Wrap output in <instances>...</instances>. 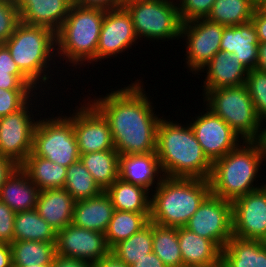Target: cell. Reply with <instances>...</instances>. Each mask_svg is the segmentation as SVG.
Wrapping results in <instances>:
<instances>
[{
	"instance_id": "6da1fadb",
	"label": "cell",
	"mask_w": 266,
	"mask_h": 267,
	"mask_svg": "<svg viewBox=\"0 0 266 267\" xmlns=\"http://www.w3.org/2000/svg\"><path fill=\"white\" fill-rule=\"evenodd\" d=\"M137 81L90 101L108 121L119 155L156 152L161 118L154 114L143 83Z\"/></svg>"
},
{
	"instance_id": "7a4b0ae2",
	"label": "cell",
	"mask_w": 266,
	"mask_h": 267,
	"mask_svg": "<svg viewBox=\"0 0 266 267\" xmlns=\"http://www.w3.org/2000/svg\"><path fill=\"white\" fill-rule=\"evenodd\" d=\"M161 118L157 127L156 154L164 176L208 180L212 162L203 152L190 124L185 127Z\"/></svg>"
},
{
	"instance_id": "3957f363",
	"label": "cell",
	"mask_w": 266,
	"mask_h": 267,
	"mask_svg": "<svg viewBox=\"0 0 266 267\" xmlns=\"http://www.w3.org/2000/svg\"><path fill=\"white\" fill-rule=\"evenodd\" d=\"M210 193L209 180L164 176L152 193L150 221L164 227H184Z\"/></svg>"
},
{
	"instance_id": "277c9868",
	"label": "cell",
	"mask_w": 266,
	"mask_h": 267,
	"mask_svg": "<svg viewBox=\"0 0 266 267\" xmlns=\"http://www.w3.org/2000/svg\"><path fill=\"white\" fill-rule=\"evenodd\" d=\"M242 142L212 163L208 179L211 194L230 202L264 186H253L264 160L260 149L255 141Z\"/></svg>"
},
{
	"instance_id": "5b68a950",
	"label": "cell",
	"mask_w": 266,
	"mask_h": 267,
	"mask_svg": "<svg viewBox=\"0 0 266 267\" xmlns=\"http://www.w3.org/2000/svg\"><path fill=\"white\" fill-rule=\"evenodd\" d=\"M105 12L102 8L71 5L65 21L56 32V57L61 59L63 56L66 63L69 61L75 68L77 64L82 66L84 62H96Z\"/></svg>"
},
{
	"instance_id": "8992f818",
	"label": "cell",
	"mask_w": 266,
	"mask_h": 267,
	"mask_svg": "<svg viewBox=\"0 0 266 267\" xmlns=\"http://www.w3.org/2000/svg\"><path fill=\"white\" fill-rule=\"evenodd\" d=\"M4 45L19 69L36 86L40 82V87L43 82L44 85L47 84L50 77L48 76L49 70L46 68L51 65L49 61L57 55L56 33L52 29L28 25L20 21Z\"/></svg>"
},
{
	"instance_id": "52a82bcc",
	"label": "cell",
	"mask_w": 266,
	"mask_h": 267,
	"mask_svg": "<svg viewBox=\"0 0 266 267\" xmlns=\"http://www.w3.org/2000/svg\"><path fill=\"white\" fill-rule=\"evenodd\" d=\"M207 108L221 117L243 141H254L262 129L245 84L203 91Z\"/></svg>"
},
{
	"instance_id": "ba28073f",
	"label": "cell",
	"mask_w": 266,
	"mask_h": 267,
	"mask_svg": "<svg viewBox=\"0 0 266 267\" xmlns=\"http://www.w3.org/2000/svg\"><path fill=\"white\" fill-rule=\"evenodd\" d=\"M174 0H124L138 39H179L182 22ZM144 36V37H143Z\"/></svg>"
},
{
	"instance_id": "9c48e42d",
	"label": "cell",
	"mask_w": 266,
	"mask_h": 267,
	"mask_svg": "<svg viewBox=\"0 0 266 267\" xmlns=\"http://www.w3.org/2000/svg\"><path fill=\"white\" fill-rule=\"evenodd\" d=\"M71 116L39 119L34 129L32 153L66 168L80 160L74 113Z\"/></svg>"
},
{
	"instance_id": "30bf717a",
	"label": "cell",
	"mask_w": 266,
	"mask_h": 267,
	"mask_svg": "<svg viewBox=\"0 0 266 267\" xmlns=\"http://www.w3.org/2000/svg\"><path fill=\"white\" fill-rule=\"evenodd\" d=\"M184 227L222 250L233 236L232 202L210 193Z\"/></svg>"
},
{
	"instance_id": "8fae6325",
	"label": "cell",
	"mask_w": 266,
	"mask_h": 267,
	"mask_svg": "<svg viewBox=\"0 0 266 267\" xmlns=\"http://www.w3.org/2000/svg\"><path fill=\"white\" fill-rule=\"evenodd\" d=\"M30 101L32 98L21 109L0 117V155L11 158L19 166L32 152L38 122L31 117L32 109L29 112Z\"/></svg>"
},
{
	"instance_id": "7c38bea8",
	"label": "cell",
	"mask_w": 266,
	"mask_h": 267,
	"mask_svg": "<svg viewBox=\"0 0 266 267\" xmlns=\"http://www.w3.org/2000/svg\"><path fill=\"white\" fill-rule=\"evenodd\" d=\"M225 27L207 19L182 23L180 36L186 38V64L192 73L201 72V68L220 51Z\"/></svg>"
},
{
	"instance_id": "4fadbf2b",
	"label": "cell",
	"mask_w": 266,
	"mask_h": 267,
	"mask_svg": "<svg viewBox=\"0 0 266 267\" xmlns=\"http://www.w3.org/2000/svg\"><path fill=\"white\" fill-rule=\"evenodd\" d=\"M233 236L266 242V184L232 202Z\"/></svg>"
},
{
	"instance_id": "5bb4252c",
	"label": "cell",
	"mask_w": 266,
	"mask_h": 267,
	"mask_svg": "<svg viewBox=\"0 0 266 267\" xmlns=\"http://www.w3.org/2000/svg\"><path fill=\"white\" fill-rule=\"evenodd\" d=\"M206 110L203 115L196 116L190 126L203 152L213 163L235 149L241 138L221 117Z\"/></svg>"
},
{
	"instance_id": "9a60e30c",
	"label": "cell",
	"mask_w": 266,
	"mask_h": 267,
	"mask_svg": "<svg viewBox=\"0 0 266 267\" xmlns=\"http://www.w3.org/2000/svg\"><path fill=\"white\" fill-rule=\"evenodd\" d=\"M56 254L95 264L110 253L105 234L69 224L57 232Z\"/></svg>"
},
{
	"instance_id": "2e32d148",
	"label": "cell",
	"mask_w": 266,
	"mask_h": 267,
	"mask_svg": "<svg viewBox=\"0 0 266 267\" xmlns=\"http://www.w3.org/2000/svg\"><path fill=\"white\" fill-rule=\"evenodd\" d=\"M83 104L74 113V132L80 154L115 150L106 118L90 101Z\"/></svg>"
},
{
	"instance_id": "e0dca14e",
	"label": "cell",
	"mask_w": 266,
	"mask_h": 267,
	"mask_svg": "<svg viewBox=\"0 0 266 267\" xmlns=\"http://www.w3.org/2000/svg\"><path fill=\"white\" fill-rule=\"evenodd\" d=\"M137 39L131 16L123 6L106 10L96 51V62L132 48Z\"/></svg>"
},
{
	"instance_id": "ac0fdd59",
	"label": "cell",
	"mask_w": 266,
	"mask_h": 267,
	"mask_svg": "<svg viewBox=\"0 0 266 267\" xmlns=\"http://www.w3.org/2000/svg\"><path fill=\"white\" fill-rule=\"evenodd\" d=\"M20 21L28 25L45 26L55 33L65 21L71 0H16Z\"/></svg>"
},
{
	"instance_id": "d6986e66",
	"label": "cell",
	"mask_w": 266,
	"mask_h": 267,
	"mask_svg": "<svg viewBox=\"0 0 266 267\" xmlns=\"http://www.w3.org/2000/svg\"><path fill=\"white\" fill-rule=\"evenodd\" d=\"M118 169L122 181L141 186L149 192L156 181L155 188L164 178L156 152L120 155Z\"/></svg>"
},
{
	"instance_id": "ffe728a7",
	"label": "cell",
	"mask_w": 266,
	"mask_h": 267,
	"mask_svg": "<svg viewBox=\"0 0 266 267\" xmlns=\"http://www.w3.org/2000/svg\"><path fill=\"white\" fill-rule=\"evenodd\" d=\"M201 70L207 72L203 90L241 86L245 84L249 72L235 53L224 51H218Z\"/></svg>"
},
{
	"instance_id": "44dd1931",
	"label": "cell",
	"mask_w": 266,
	"mask_h": 267,
	"mask_svg": "<svg viewBox=\"0 0 266 267\" xmlns=\"http://www.w3.org/2000/svg\"><path fill=\"white\" fill-rule=\"evenodd\" d=\"M258 36L252 21L223 29L220 51L235 53L248 70L256 69L258 61Z\"/></svg>"
},
{
	"instance_id": "7402d4cb",
	"label": "cell",
	"mask_w": 266,
	"mask_h": 267,
	"mask_svg": "<svg viewBox=\"0 0 266 267\" xmlns=\"http://www.w3.org/2000/svg\"><path fill=\"white\" fill-rule=\"evenodd\" d=\"M75 202L64 188L40 190L35 209L58 232L72 224Z\"/></svg>"
},
{
	"instance_id": "603a6c76",
	"label": "cell",
	"mask_w": 266,
	"mask_h": 267,
	"mask_svg": "<svg viewBox=\"0 0 266 267\" xmlns=\"http://www.w3.org/2000/svg\"><path fill=\"white\" fill-rule=\"evenodd\" d=\"M114 212L111 198L103 191L99 195L75 202L72 224L105 233Z\"/></svg>"
},
{
	"instance_id": "cb8c5ba5",
	"label": "cell",
	"mask_w": 266,
	"mask_h": 267,
	"mask_svg": "<svg viewBox=\"0 0 266 267\" xmlns=\"http://www.w3.org/2000/svg\"><path fill=\"white\" fill-rule=\"evenodd\" d=\"M40 190L28 174L18 166L1 188L0 200L15 213L36 208Z\"/></svg>"
},
{
	"instance_id": "d4e9b609",
	"label": "cell",
	"mask_w": 266,
	"mask_h": 267,
	"mask_svg": "<svg viewBox=\"0 0 266 267\" xmlns=\"http://www.w3.org/2000/svg\"><path fill=\"white\" fill-rule=\"evenodd\" d=\"M183 267H205L221 260V250L211 241L185 227H178Z\"/></svg>"
},
{
	"instance_id": "484cf974",
	"label": "cell",
	"mask_w": 266,
	"mask_h": 267,
	"mask_svg": "<svg viewBox=\"0 0 266 267\" xmlns=\"http://www.w3.org/2000/svg\"><path fill=\"white\" fill-rule=\"evenodd\" d=\"M224 267H266V242L235 236L221 250Z\"/></svg>"
},
{
	"instance_id": "4316f807",
	"label": "cell",
	"mask_w": 266,
	"mask_h": 267,
	"mask_svg": "<svg viewBox=\"0 0 266 267\" xmlns=\"http://www.w3.org/2000/svg\"><path fill=\"white\" fill-rule=\"evenodd\" d=\"M20 167L39 190L64 188L67 176V168L64 166L31 152Z\"/></svg>"
},
{
	"instance_id": "83f0119b",
	"label": "cell",
	"mask_w": 266,
	"mask_h": 267,
	"mask_svg": "<svg viewBox=\"0 0 266 267\" xmlns=\"http://www.w3.org/2000/svg\"><path fill=\"white\" fill-rule=\"evenodd\" d=\"M105 192L111 198L114 210L150 213L151 195L145 188L116 179Z\"/></svg>"
},
{
	"instance_id": "f1b7e54d",
	"label": "cell",
	"mask_w": 266,
	"mask_h": 267,
	"mask_svg": "<svg viewBox=\"0 0 266 267\" xmlns=\"http://www.w3.org/2000/svg\"><path fill=\"white\" fill-rule=\"evenodd\" d=\"M119 156L116 150H104L80 154V160L105 191L119 178Z\"/></svg>"
},
{
	"instance_id": "f546056e",
	"label": "cell",
	"mask_w": 266,
	"mask_h": 267,
	"mask_svg": "<svg viewBox=\"0 0 266 267\" xmlns=\"http://www.w3.org/2000/svg\"><path fill=\"white\" fill-rule=\"evenodd\" d=\"M57 232L36 209L16 213L14 241L56 242Z\"/></svg>"
},
{
	"instance_id": "4dcf8cb0",
	"label": "cell",
	"mask_w": 266,
	"mask_h": 267,
	"mask_svg": "<svg viewBox=\"0 0 266 267\" xmlns=\"http://www.w3.org/2000/svg\"><path fill=\"white\" fill-rule=\"evenodd\" d=\"M12 267L51 265L56 255L55 242L13 241Z\"/></svg>"
},
{
	"instance_id": "1f68e13d",
	"label": "cell",
	"mask_w": 266,
	"mask_h": 267,
	"mask_svg": "<svg viewBox=\"0 0 266 267\" xmlns=\"http://www.w3.org/2000/svg\"><path fill=\"white\" fill-rule=\"evenodd\" d=\"M251 0H215L207 20L223 26H237L251 21L256 8Z\"/></svg>"
},
{
	"instance_id": "d6a6232c",
	"label": "cell",
	"mask_w": 266,
	"mask_h": 267,
	"mask_svg": "<svg viewBox=\"0 0 266 267\" xmlns=\"http://www.w3.org/2000/svg\"><path fill=\"white\" fill-rule=\"evenodd\" d=\"M152 222L150 221L140 231L128 239L115 244L110 252L127 266L153 252Z\"/></svg>"
},
{
	"instance_id": "836d02e7",
	"label": "cell",
	"mask_w": 266,
	"mask_h": 267,
	"mask_svg": "<svg viewBox=\"0 0 266 267\" xmlns=\"http://www.w3.org/2000/svg\"><path fill=\"white\" fill-rule=\"evenodd\" d=\"M150 222V213H133L114 210L105 234L111 249L118 242L128 239Z\"/></svg>"
},
{
	"instance_id": "e575fe53",
	"label": "cell",
	"mask_w": 266,
	"mask_h": 267,
	"mask_svg": "<svg viewBox=\"0 0 266 267\" xmlns=\"http://www.w3.org/2000/svg\"><path fill=\"white\" fill-rule=\"evenodd\" d=\"M153 252L167 267H183L178 241V227H164L152 222Z\"/></svg>"
},
{
	"instance_id": "d590c367",
	"label": "cell",
	"mask_w": 266,
	"mask_h": 267,
	"mask_svg": "<svg viewBox=\"0 0 266 267\" xmlns=\"http://www.w3.org/2000/svg\"><path fill=\"white\" fill-rule=\"evenodd\" d=\"M64 189L72 195L75 201L95 197L104 191L81 160L76 161L67 168Z\"/></svg>"
},
{
	"instance_id": "8d00e7d4",
	"label": "cell",
	"mask_w": 266,
	"mask_h": 267,
	"mask_svg": "<svg viewBox=\"0 0 266 267\" xmlns=\"http://www.w3.org/2000/svg\"><path fill=\"white\" fill-rule=\"evenodd\" d=\"M245 85L263 125L266 120V72L249 70Z\"/></svg>"
},
{
	"instance_id": "74e56055",
	"label": "cell",
	"mask_w": 266,
	"mask_h": 267,
	"mask_svg": "<svg viewBox=\"0 0 266 267\" xmlns=\"http://www.w3.org/2000/svg\"><path fill=\"white\" fill-rule=\"evenodd\" d=\"M19 22L16 0H0V44L9 39Z\"/></svg>"
},
{
	"instance_id": "f35d334b",
	"label": "cell",
	"mask_w": 266,
	"mask_h": 267,
	"mask_svg": "<svg viewBox=\"0 0 266 267\" xmlns=\"http://www.w3.org/2000/svg\"><path fill=\"white\" fill-rule=\"evenodd\" d=\"M33 91L0 89V117L21 109L33 96L37 95V92Z\"/></svg>"
},
{
	"instance_id": "ab89813d",
	"label": "cell",
	"mask_w": 266,
	"mask_h": 267,
	"mask_svg": "<svg viewBox=\"0 0 266 267\" xmlns=\"http://www.w3.org/2000/svg\"><path fill=\"white\" fill-rule=\"evenodd\" d=\"M182 23L196 19H206L215 0H179L176 1Z\"/></svg>"
},
{
	"instance_id": "60d3db41",
	"label": "cell",
	"mask_w": 266,
	"mask_h": 267,
	"mask_svg": "<svg viewBox=\"0 0 266 267\" xmlns=\"http://www.w3.org/2000/svg\"><path fill=\"white\" fill-rule=\"evenodd\" d=\"M16 213L0 200V243L14 241V219Z\"/></svg>"
},
{
	"instance_id": "b9f144b4",
	"label": "cell",
	"mask_w": 266,
	"mask_h": 267,
	"mask_svg": "<svg viewBox=\"0 0 266 267\" xmlns=\"http://www.w3.org/2000/svg\"><path fill=\"white\" fill-rule=\"evenodd\" d=\"M37 87L26 75H13L10 71L0 70V89L37 90Z\"/></svg>"
},
{
	"instance_id": "7bdbcfd3",
	"label": "cell",
	"mask_w": 266,
	"mask_h": 267,
	"mask_svg": "<svg viewBox=\"0 0 266 267\" xmlns=\"http://www.w3.org/2000/svg\"><path fill=\"white\" fill-rule=\"evenodd\" d=\"M251 21L256 29L259 42H266V9L261 5L256 6Z\"/></svg>"
},
{
	"instance_id": "ee69618b",
	"label": "cell",
	"mask_w": 266,
	"mask_h": 267,
	"mask_svg": "<svg viewBox=\"0 0 266 267\" xmlns=\"http://www.w3.org/2000/svg\"><path fill=\"white\" fill-rule=\"evenodd\" d=\"M0 70L10 71L13 75H25L12 59L8 48L4 44H0Z\"/></svg>"
},
{
	"instance_id": "f6af8a7d",
	"label": "cell",
	"mask_w": 266,
	"mask_h": 267,
	"mask_svg": "<svg viewBox=\"0 0 266 267\" xmlns=\"http://www.w3.org/2000/svg\"><path fill=\"white\" fill-rule=\"evenodd\" d=\"M71 2L72 5L109 10L121 7L124 0H71Z\"/></svg>"
},
{
	"instance_id": "bcb514c9",
	"label": "cell",
	"mask_w": 266,
	"mask_h": 267,
	"mask_svg": "<svg viewBox=\"0 0 266 267\" xmlns=\"http://www.w3.org/2000/svg\"><path fill=\"white\" fill-rule=\"evenodd\" d=\"M51 267H94V265L87 261L56 254Z\"/></svg>"
},
{
	"instance_id": "7dc6e473",
	"label": "cell",
	"mask_w": 266,
	"mask_h": 267,
	"mask_svg": "<svg viewBox=\"0 0 266 267\" xmlns=\"http://www.w3.org/2000/svg\"><path fill=\"white\" fill-rule=\"evenodd\" d=\"M18 166L11 158L0 155V192L7 178Z\"/></svg>"
},
{
	"instance_id": "c3c4849f",
	"label": "cell",
	"mask_w": 266,
	"mask_h": 267,
	"mask_svg": "<svg viewBox=\"0 0 266 267\" xmlns=\"http://www.w3.org/2000/svg\"><path fill=\"white\" fill-rule=\"evenodd\" d=\"M130 267H167L163 261L154 253L151 252L145 255L142 259L137 260Z\"/></svg>"
},
{
	"instance_id": "681fc988",
	"label": "cell",
	"mask_w": 266,
	"mask_h": 267,
	"mask_svg": "<svg viewBox=\"0 0 266 267\" xmlns=\"http://www.w3.org/2000/svg\"><path fill=\"white\" fill-rule=\"evenodd\" d=\"M0 267H12V249L9 243H0Z\"/></svg>"
},
{
	"instance_id": "f907efd6",
	"label": "cell",
	"mask_w": 266,
	"mask_h": 267,
	"mask_svg": "<svg viewBox=\"0 0 266 267\" xmlns=\"http://www.w3.org/2000/svg\"><path fill=\"white\" fill-rule=\"evenodd\" d=\"M93 265L94 267H129L116 258L111 252Z\"/></svg>"
},
{
	"instance_id": "816d5d0a",
	"label": "cell",
	"mask_w": 266,
	"mask_h": 267,
	"mask_svg": "<svg viewBox=\"0 0 266 267\" xmlns=\"http://www.w3.org/2000/svg\"><path fill=\"white\" fill-rule=\"evenodd\" d=\"M256 69L266 72V42H259L258 44V61Z\"/></svg>"
},
{
	"instance_id": "f5cc1de1",
	"label": "cell",
	"mask_w": 266,
	"mask_h": 267,
	"mask_svg": "<svg viewBox=\"0 0 266 267\" xmlns=\"http://www.w3.org/2000/svg\"><path fill=\"white\" fill-rule=\"evenodd\" d=\"M254 141L258 145L260 152L265 159L264 161H266V127L263 128L262 131H259L258 137Z\"/></svg>"
},
{
	"instance_id": "db71d44e",
	"label": "cell",
	"mask_w": 266,
	"mask_h": 267,
	"mask_svg": "<svg viewBox=\"0 0 266 267\" xmlns=\"http://www.w3.org/2000/svg\"><path fill=\"white\" fill-rule=\"evenodd\" d=\"M205 267H224L222 260H220L219 262L210 265V266H205Z\"/></svg>"
},
{
	"instance_id": "11a10c76",
	"label": "cell",
	"mask_w": 266,
	"mask_h": 267,
	"mask_svg": "<svg viewBox=\"0 0 266 267\" xmlns=\"http://www.w3.org/2000/svg\"><path fill=\"white\" fill-rule=\"evenodd\" d=\"M254 4H256L257 6L258 5H262V3L265 1V0H251Z\"/></svg>"
},
{
	"instance_id": "9f6ffc18",
	"label": "cell",
	"mask_w": 266,
	"mask_h": 267,
	"mask_svg": "<svg viewBox=\"0 0 266 267\" xmlns=\"http://www.w3.org/2000/svg\"><path fill=\"white\" fill-rule=\"evenodd\" d=\"M25 267H51V265H34V266H25Z\"/></svg>"
},
{
	"instance_id": "6f0895ef",
	"label": "cell",
	"mask_w": 266,
	"mask_h": 267,
	"mask_svg": "<svg viewBox=\"0 0 266 267\" xmlns=\"http://www.w3.org/2000/svg\"><path fill=\"white\" fill-rule=\"evenodd\" d=\"M261 6L266 9V0L262 3Z\"/></svg>"
}]
</instances>
